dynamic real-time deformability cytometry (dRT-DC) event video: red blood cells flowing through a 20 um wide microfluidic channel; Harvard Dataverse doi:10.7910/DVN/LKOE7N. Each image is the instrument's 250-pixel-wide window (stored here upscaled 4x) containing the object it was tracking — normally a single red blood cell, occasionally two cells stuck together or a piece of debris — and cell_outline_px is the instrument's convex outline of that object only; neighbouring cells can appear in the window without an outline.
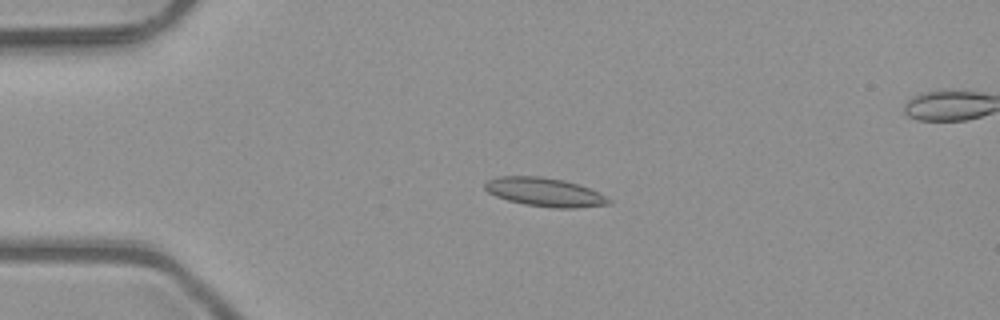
{"species": "common noctule bat (a hibernating species)", "species_latin": "Nyctalus noctula", "temperature_condition": "room temperature", "stored_images_in_passage": 5, "camera_frame_rate_fps": 3000, "um_per_image_px": 0.085, "animal": {"sex": "male", "body_mass_g": 23.1, "forearm_length_mm": 52.7}, "frame": {"image": 1, "passage_image": 3, "time_ms": 0.667, "image_size_px": [1000, 320], "cell_outline_px": [[612, 204], [576, 208], [552, 208], [524, 204], [508, 200], [496, 196], [488, 192], [484, 188], [484, 184], [488, 180], [500, 176], [540, 176], [564, 180], [588, 188], [612, 200]], "centroid_in_image_um": [46.29, 16.34], "position_along_channel_um": 38.7, "area_um2": 20.58}}
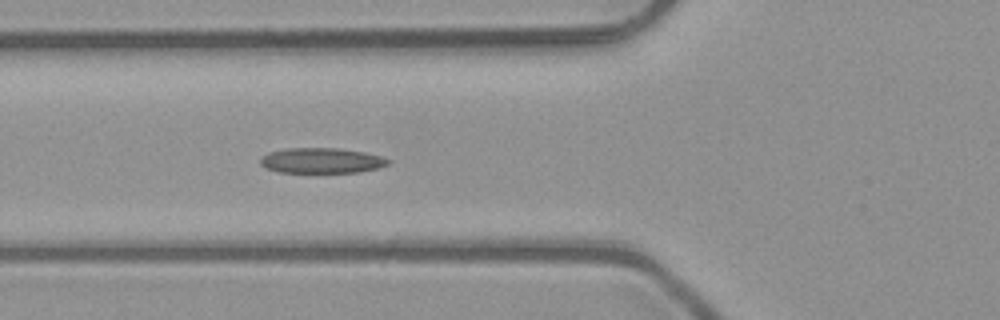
{"frame": {"image": 2, "passage_image": 5, "time_ms": 1.333, "image_size_px": [1000, 320], "cell_outline_px": [[392, 160], [388, 164], [380, 168], [356, 172], [276, 172], [260, 164], [260, 156], [268, 152], [284, 148], [340, 148], [364, 152], [380, 156]], "centroid_in_image_um": [27.31, 13.64], "position_along_channel_um": 98.5, "area_um2": 18.96}}